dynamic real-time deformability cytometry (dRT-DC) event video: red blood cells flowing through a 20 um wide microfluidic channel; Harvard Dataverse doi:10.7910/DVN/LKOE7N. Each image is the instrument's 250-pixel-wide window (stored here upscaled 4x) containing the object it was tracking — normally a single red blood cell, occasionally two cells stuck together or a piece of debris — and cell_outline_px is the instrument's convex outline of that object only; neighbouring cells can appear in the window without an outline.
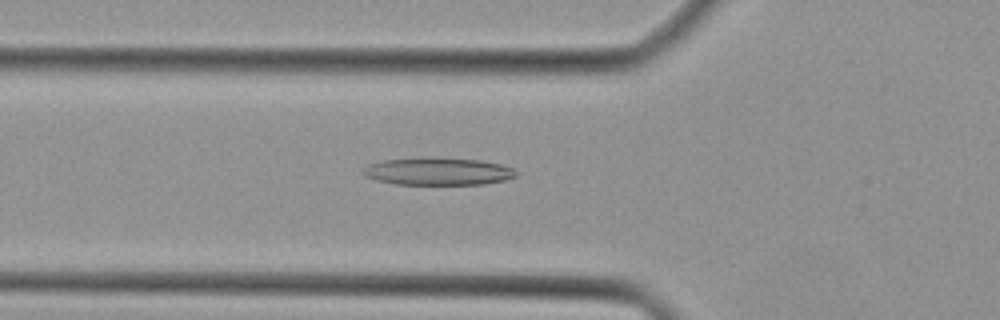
{"species": "Egyptian fruit bat (a non-hibernating species)", "species_latin": "Rousettus aegyptiacus", "temperature_condition": "cold", "stored_images_in_passage": 31, "camera_frame_rate_fps": 3000, "um_per_image_px": 0.085, "animal": {"sex": "female"}, "frame": {"image": 1, "passage_image": 5, "time_ms": 1.333, "image_size_px": [1000, 320], "cell_outline_px": [[516, 176], [504, 180], [484, 184], [396, 184], [376, 180], [360, 172], [360, 168], [368, 164], [384, 160], [480, 160], [500, 164], [512, 168], [516, 172]], "centroid_in_image_um": [37.21, 14.61], "position_along_channel_um": 88.6, "area_um2": 23.35}}
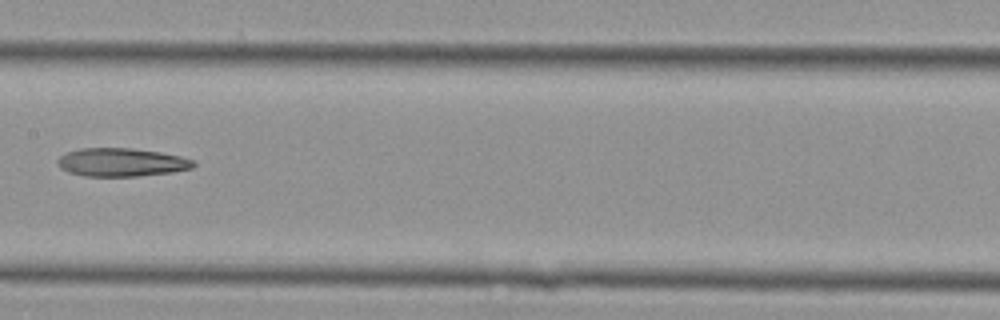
{"frame": {"image": 2, "passage_image": 12, "time_ms": 3.667, "image_size_px": [1000, 320], "cell_outline_px": [[196, 164], [192, 168], [172, 172], [136, 176], [84, 176], [68, 172], [60, 168], [56, 160], [60, 156], [68, 152], [80, 148], [132, 148], [160, 152], [180, 156], [196, 160]], "centroid_in_image_um": [10.33, 13.79], "position_along_channel_um": 197.1, "area_um2": 22.48}}
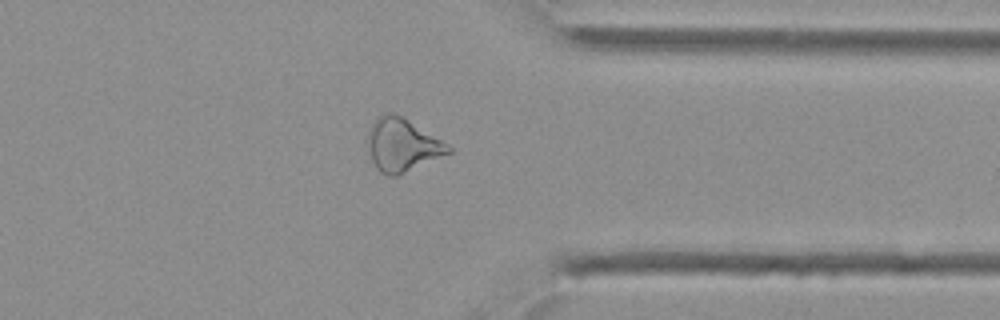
{"frame": {"image": 3, "passage_image": 24, "time_ms": 7.667, "image_size_px": [1000, 320], "cell_outline_px": [[452, 152], [396, 176], [388, 176], [380, 172], [376, 168], [372, 160], [368, 140], [368, 128], [376, 116], [384, 112], [392, 112], [408, 120], [448, 144], [452, 148]], "centroid_in_image_um": [34.17, 12.31], "position_along_channel_um": 377.2, "area_um2": 24.68}}